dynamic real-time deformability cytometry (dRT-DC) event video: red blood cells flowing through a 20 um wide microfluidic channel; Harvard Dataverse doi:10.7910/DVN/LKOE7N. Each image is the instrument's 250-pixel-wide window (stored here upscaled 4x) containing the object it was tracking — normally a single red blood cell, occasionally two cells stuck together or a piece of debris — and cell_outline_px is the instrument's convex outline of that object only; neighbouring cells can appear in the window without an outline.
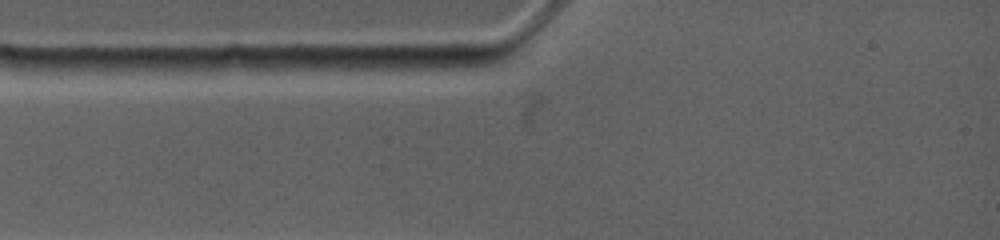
{"species": "common noctule bat (a hibernating species)", "species_latin": "Nyctalus noctula", "temperature_condition": "warm", "stored_images_in_passage": 3, "camera_frame_rate_fps": 4500, "um_per_image_px": 0.085, "animal": {"sex": "female", "body_mass_g": 19.0, "forearm_length_mm": 53.3}, "frame": {"image": 1, "passage_image": 1, "time_ms": 0.0, "image_size_px": [1000, 240], "cell_outline_px": [[260, 68], [212, 76], [156, 76], [132, 68], [136, 60], [228, 56], [244, 56], [256, 64]], "centroid_in_image_um": [16.59, 5.62], "position_along_channel_um": 68.4, "area_um2": 14.22}}